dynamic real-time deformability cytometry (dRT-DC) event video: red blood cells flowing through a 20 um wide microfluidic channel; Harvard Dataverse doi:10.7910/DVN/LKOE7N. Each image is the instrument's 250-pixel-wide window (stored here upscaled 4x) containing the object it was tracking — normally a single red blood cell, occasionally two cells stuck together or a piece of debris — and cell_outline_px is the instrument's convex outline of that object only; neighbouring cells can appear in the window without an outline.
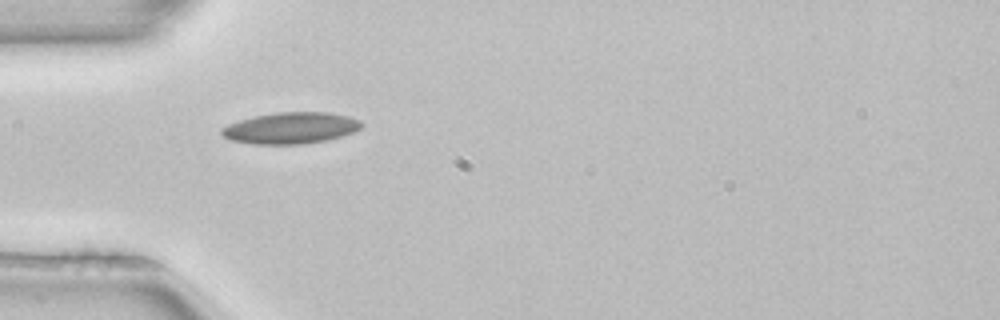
{"species": "common noctule bat (a hibernating species)", "species_latin": "Nyctalus noctula", "temperature_condition": "room temperature", "stored_images_in_passage": 1, "camera_frame_rate_fps": 3000, "um_per_image_px": 0.085, "animal": {"sex": "female", "body_mass_g": 22.7, "forearm_length_mm": 54.2}, "frame": {"image": 1, "passage_image": 1, "time_ms": 0.0, "image_size_px": [1000, 320], "cell_outline_px": [[364, 124], [360, 128], [352, 132], [328, 140], [304, 144], [252, 144], [232, 140], [224, 136], [220, 132], [220, 128], [228, 124], [252, 116], [276, 112], [328, 112], [348, 116], [360, 120]], "centroid_in_image_um": [24.7, 10.88], "position_along_channel_um": 60.3, "area_um2": 25.66}}